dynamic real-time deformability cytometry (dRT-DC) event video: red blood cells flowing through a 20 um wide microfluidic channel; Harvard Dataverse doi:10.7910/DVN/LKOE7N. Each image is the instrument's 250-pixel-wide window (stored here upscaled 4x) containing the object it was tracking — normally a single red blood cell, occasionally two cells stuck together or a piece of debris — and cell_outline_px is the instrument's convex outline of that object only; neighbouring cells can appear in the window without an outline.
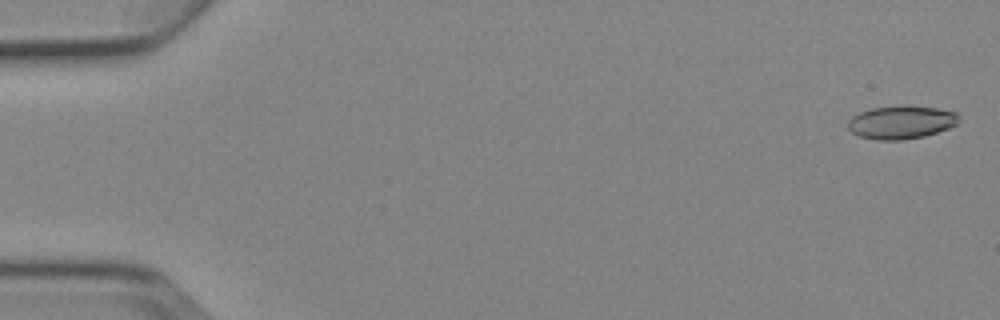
{"species": "Egyptian fruit bat (a non-hibernating species)", "species_latin": "Rousettus aegyptiacus", "temperature_condition": "cold", "stored_images_in_passage": 7, "camera_frame_rate_fps": 3000, "um_per_image_px": 0.085, "animal": {"sex": "female"}, "frame": {"image": 1, "passage_image": 1, "time_ms": 0.0, "image_size_px": [1000, 320], "cell_outline_px": [[960, 120], [956, 124], [948, 128], [924, 136], [904, 140], [876, 140], [860, 136], [852, 132], [848, 128], [848, 120], [852, 116], [860, 112], [872, 108], [936, 108], [956, 112], [960, 116]], "centroid_in_image_um": [76.59, 10.43], "position_along_channel_um": 8.4, "area_um2": 20.75}}
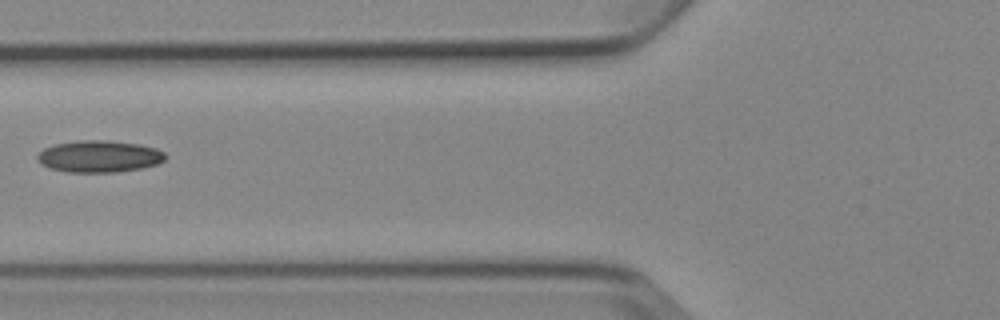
{"frame": {"image": 2, "passage_image": 6, "time_ms": 6.667, "image_size_px": [1000, 320], "cell_outline_px": [[168, 156], [164, 160], [156, 164], [140, 168], [116, 172], [68, 172], [52, 168], [44, 164], [36, 156], [44, 148], [56, 144], [80, 140], [108, 140], [140, 144], [156, 148], [164, 152]], "centroid_in_image_um": [8.49, 13.28], "position_along_channel_um": 117.3, "area_um2": 23.52}}
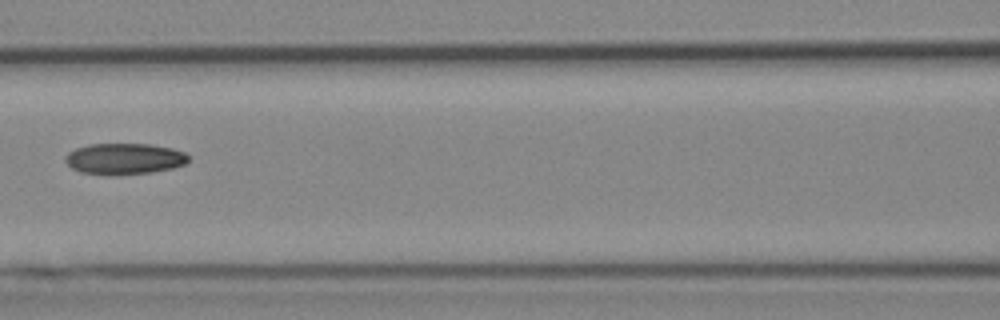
{"frame": {"image": 3, "passage_image": 7, "time_ms": 7.667, "image_size_px": [1000, 320], "cell_outline_px": [[188, 160], [184, 164], [172, 168], [152, 172], [104, 176], [80, 172], [72, 168], [64, 160], [68, 152], [76, 148], [88, 144], [148, 144], [172, 148], [184, 152], [188, 156]], "centroid_in_image_um": [10.53, 13.5], "position_along_channel_um": 156.1, "area_um2": 22.43}}